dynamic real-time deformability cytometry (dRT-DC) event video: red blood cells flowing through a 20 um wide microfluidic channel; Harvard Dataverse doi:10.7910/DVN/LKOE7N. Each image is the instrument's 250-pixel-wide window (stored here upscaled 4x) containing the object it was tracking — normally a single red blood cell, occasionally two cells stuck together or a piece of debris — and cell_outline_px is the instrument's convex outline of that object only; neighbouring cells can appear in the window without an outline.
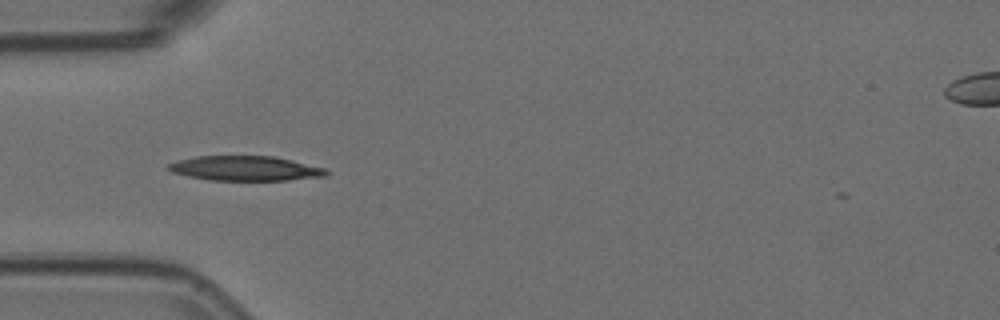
{"species": "Egyptian fruit bat (a non-hibernating species)", "species_latin": "Rousettus aegyptiacus", "temperature_condition": "room temperature", "stored_images_in_passage": 39, "camera_frame_rate_fps": 3000, "um_per_image_px": 0.085, "animal": {"sex": "female"}, "frame": {"image": 1, "passage_image": 1, "time_ms": 0.0, "image_size_px": [1000, 320], "cell_outline_px": [[328, 172], [324, 176], [288, 180], [208, 180], [188, 176], [172, 172], [164, 168], [168, 164], [176, 160], [196, 156], [272, 156], [292, 160], [324, 168]], "centroid_in_image_um": [20.77, 14.31], "position_along_channel_um": 64.2, "area_um2": 22.72}}
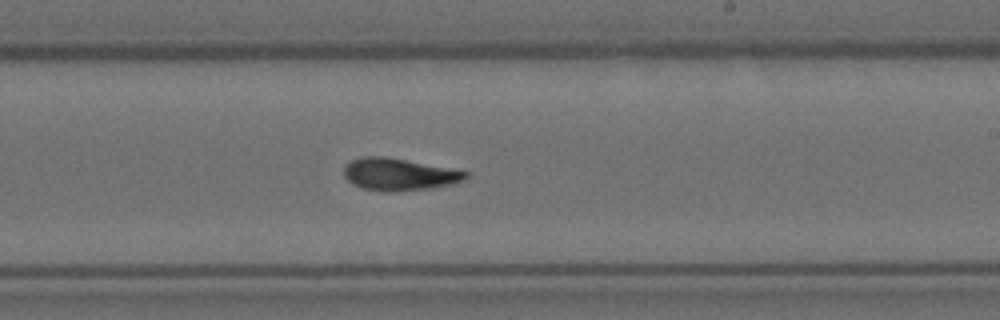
{"frame": {"image": 2, "passage_image": 17, "time_ms": 5.333, "image_size_px": [1000, 320], "cell_outline_px": [[468, 176], [464, 180], [448, 184], [428, 188], [396, 192], [380, 192], [364, 188], [352, 184], [344, 176], [344, 164], [360, 156], [384, 156], [468, 172]], "centroid_in_image_um": [33.83, 14.82], "position_along_channel_um": 255.2, "area_um2": 22.6}}
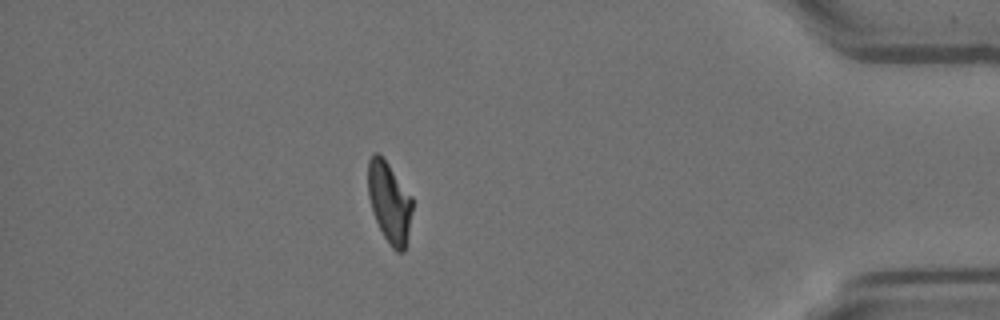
{"frame": {"image": 3, "passage_image": 33, "time_ms": 10.667, "image_size_px": [1000, 320], "cell_outline_px": [[412, 208], [404, 252], [396, 252], [392, 248], [384, 236], [372, 212], [368, 196], [368, 160], [372, 152], [380, 152], [412, 196]], "centroid_in_image_um": [33.07, 17.13], "position_along_channel_um": 402.1, "area_um2": 20.87}}